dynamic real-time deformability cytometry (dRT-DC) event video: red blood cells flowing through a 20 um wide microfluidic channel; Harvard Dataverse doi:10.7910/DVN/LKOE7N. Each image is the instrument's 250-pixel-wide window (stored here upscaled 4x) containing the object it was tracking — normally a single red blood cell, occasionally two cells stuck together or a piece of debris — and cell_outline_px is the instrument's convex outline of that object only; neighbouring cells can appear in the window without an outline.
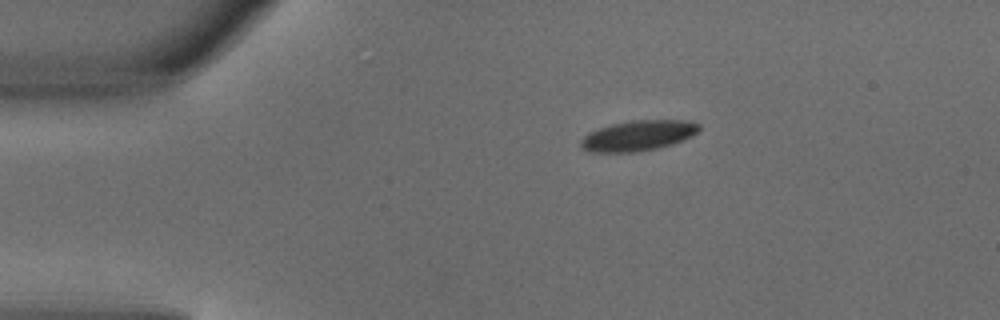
{"species": "common noctule bat (a hibernating species)", "species_latin": "Nyctalus noctula", "temperature_condition": "warm", "stored_images_in_passage": 5, "camera_frame_rate_fps": 3000, "um_per_image_px": 0.085, "animal": {"sex": "male", "body_mass_g": 18.8}, "frame": {"image": 1, "passage_image": 5, "time_ms": 1.333, "image_size_px": [1000, 320], "cell_outline_px": [[700, 128], [692, 136], [672, 144], [656, 148], [636, 152], [588, 152], [580, 148], [580, 140], [588, 132], [612, 124], [632, 120], [688, 120], [700, 124]], "centroid_in_image_um": [54.21, 11.53], "position_along_channel_um": 30.8, "area_um2": 20.98}}